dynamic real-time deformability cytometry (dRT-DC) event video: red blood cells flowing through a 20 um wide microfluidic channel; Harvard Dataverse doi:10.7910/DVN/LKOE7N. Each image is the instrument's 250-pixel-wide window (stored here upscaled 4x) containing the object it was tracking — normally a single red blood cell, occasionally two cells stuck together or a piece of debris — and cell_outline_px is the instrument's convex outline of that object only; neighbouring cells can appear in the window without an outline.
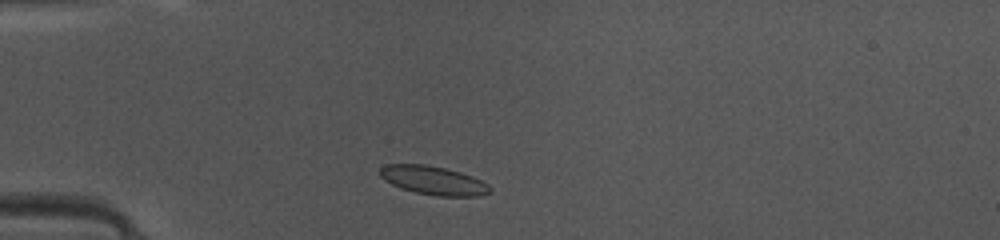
{"species": "common noctule bat (a hibernating species)", "species_latin": "Nyctalus noctula", "temperature_condition": "warm", "stored_images_in_passage": 39, "camera_frame_rate_fps": 3000, "um_per_image_px": 0.085, "animal": {"sex": "female", "body_mass_g": 10.0, "forearm_length_mm": 53.1}, "frame": {"image": 1, "passage_image": 4, "time_ms": 1.0, "image_size_px": [1000, 240], "cell_outline_px": [[492, 192], [476, 196], [436, 196], [416, 192], [400, 188], [384, 180], [380, 176], [380, 168], [384, 164], [424, 164], [444, 168], [460, 172], [472, 176], [488, 184], [492, 188]], "centroid_in_image_um": [36.83, 15.33], "position_along_channel_um": 48.2, "area_um2": 18.38}}
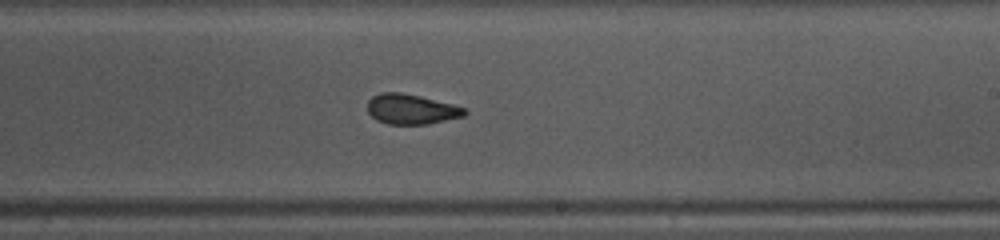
{"frame": {"image": 2, "passage_image": 20, "time_ms": 6.333, "image_size_px": [1000, 240], "cell_outline_px": [[468, 112], [464, 116], [428, 124], [388, 124], [376, 120], [368, 112], [368, 100], [372, 96], [380, 92], [400, 92], [420, 96], [452, 104], [464, 108]], "centroid_in_image_um": [34.94, 9.28], "position_along_channel_um": 254.1, "area_um2": 16.99}}
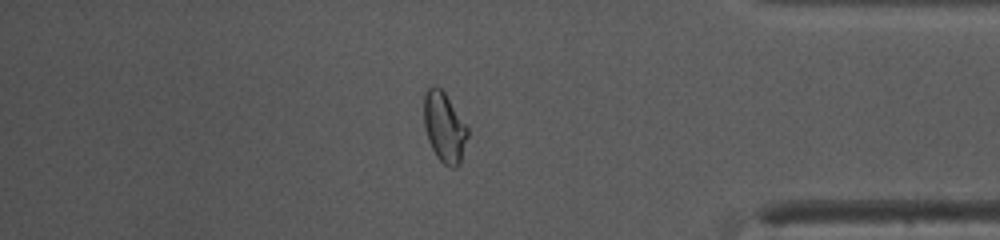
{"frame": {"image": 3, "passage_image": 32, "time_ms": 10.333, "image_size_px": [1000, 240], "cell_outline_px": [[468, 136], [460, 164], [456, 168], [452, 168], [444, 164], [436, 156], [428, 140], [424, 124], [424, 96], [428, 88], [432, 84], [436, 84], [444, 92], [468, 128]], "centroid_in_image_um": [37.76, 10.82], "position_along_channel_um": 397.4, "area_um2": 17.8}, "authors_computed_cell_mechanics": {"area_um2": 17.8024, "velocity_mm_per_s": 4.1473, "shape_relaxation_time_tau1_ms": 3.731, "shape_relaxation_time_tau2_ms": 1.1155, "deformation_change_tau1": 0.1457, "deformation_change_tau2": 0.0624}}